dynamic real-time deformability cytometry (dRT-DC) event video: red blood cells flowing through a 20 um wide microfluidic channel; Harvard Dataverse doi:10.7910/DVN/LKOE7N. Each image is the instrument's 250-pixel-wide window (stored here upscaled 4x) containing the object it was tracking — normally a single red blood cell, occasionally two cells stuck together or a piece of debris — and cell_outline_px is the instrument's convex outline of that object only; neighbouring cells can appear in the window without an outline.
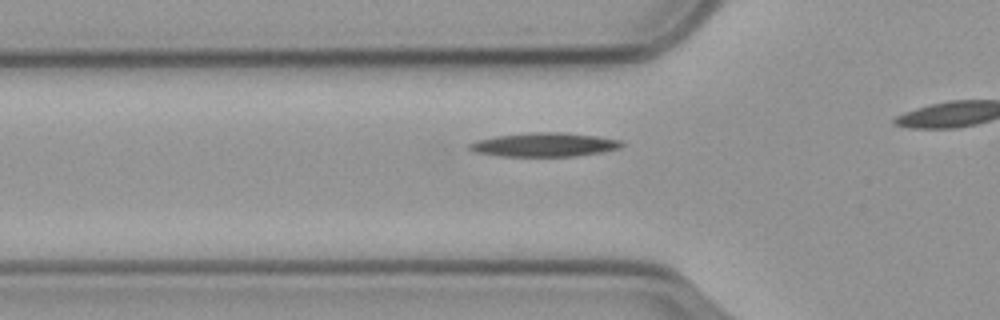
{"species": "common noctule bat (a hibernating species)", "species_latin": "Nyctalus noctula", "temperature_condition": "cold", "stored_images_in_passage": 10, "camera_frame_rate_fps": 3000, "um_per_image_px": 0.085, "animal": {"sex": "male", "body_mass_g": 23.1, "forearm_length_mm": 52.7}, "frame": {"image": 1, "passage_image": 4, "time_ms": 1.0, "image_size_px": [1000, 320], "cell_outline_px": [[624, 144], [620, 148], [604, 152], [576, 156], [500, 156], [476, 152], [468, 148], [468, 144], [476, 140], [496, 136], [536, 132], [564, 132], [596, 136], [624, 140]], "centroid_in_image_um": [46.32, 12.3], "position_along_channel_um": 79.5, "area_um2": 21.27}}
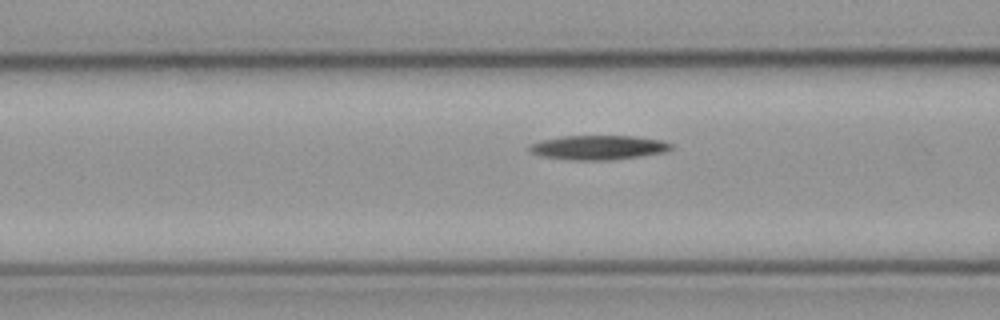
{"frame": {"image": 2, "passage_image": 7, "time_ms": 2.0, "image_size_px": [1000, 320], "cell_outline_px": [[672, 148], [664, 152], [640, 156], [612, 160], [572, 160], [540, 156], [528, 152], [528, 144], [540, 140], [560, 136], [632, 136], [660, 140], [672, 144]], "centroid_in_image_um": [50.77, 12.54], "position_along_channel_um": 115.8, "area_um2": 20.23}}